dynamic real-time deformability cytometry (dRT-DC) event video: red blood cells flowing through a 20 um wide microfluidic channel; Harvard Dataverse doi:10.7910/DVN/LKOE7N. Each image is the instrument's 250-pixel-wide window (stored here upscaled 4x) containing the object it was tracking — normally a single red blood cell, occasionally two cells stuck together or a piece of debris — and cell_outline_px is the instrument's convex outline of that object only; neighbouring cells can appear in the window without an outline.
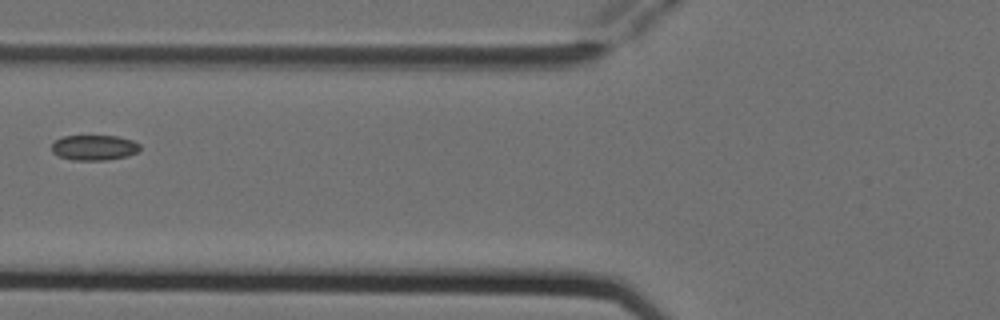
{"species": "Egyptian fruit bat (a non-hibernating species)", "species_latin": "Rousettus aegyptiacus", "temperature_condition": "cold", "stored_images_in_passage": 5, "camera_frame_rate_fps": 3000, "um_per_image_px": 0.085, "animal": {"sex": "female"}, "frame": {"image": 1, "passage_image": 4, "time_ms": 1.0, "image_size_px": [1000, 320], "cell_outline_px": [[140, 148], [136, 152], [128, 156], [108, 160], [72, 160], [60, 156], [52, 152], [52, 144], [56, 140], [64, 136], [116, 136], [132, 140], [140, 144]], "centroid_in_image_um": [8.02, 12.55], "position_along_channel_um": 117.8, "area_um2": 12.95}}
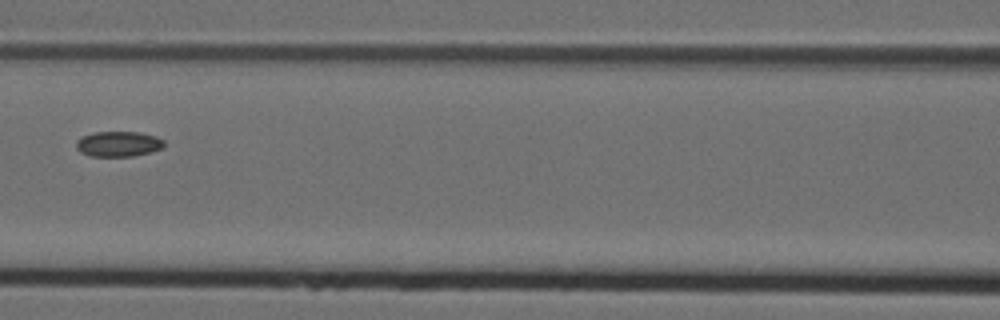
{"frame": {"image": 2, "passage_image": 5, "time_ms": 1.333, "image_size_px": [1000, 320], "cell_outline_px": [[164, 148], [152, 152], [132, 156], [88, 156], [80, 152], [76, 148], [76, 140], [84, 136], [96, 132], [140, 132], [156, 136], [164, 140]], "centroid_in_image_um": [10.09, 12.24], "position_along_channel_um": 156.5, "area_um2": 13.06}}